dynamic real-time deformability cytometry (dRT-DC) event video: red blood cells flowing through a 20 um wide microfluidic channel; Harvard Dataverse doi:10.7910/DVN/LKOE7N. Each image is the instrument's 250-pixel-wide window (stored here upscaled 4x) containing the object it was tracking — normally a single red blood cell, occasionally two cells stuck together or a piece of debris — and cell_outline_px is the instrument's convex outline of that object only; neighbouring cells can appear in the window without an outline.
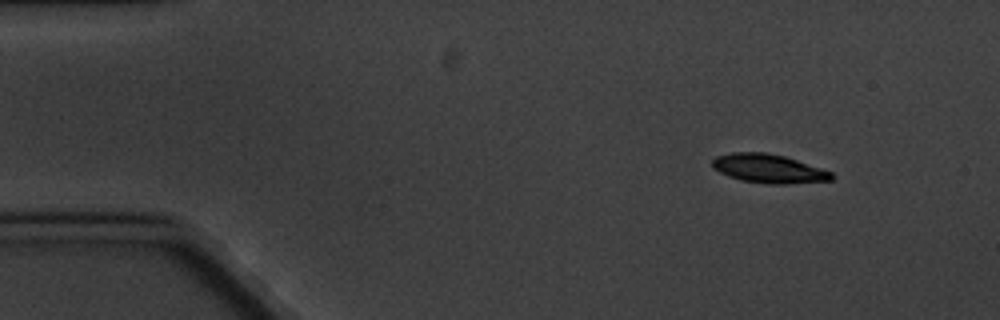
{"species": "common noctule bat (a hibernating species)", "species_latin": "Nyctalus noctula", "temperature_condition": "cold", "stored_images_in_passage": 3, "camera_frame_rate_fps": 3000, "um_per_image_px": 0.085, "animal": {"sex": "male", "body_mass_g": 20.1, "forearm_length_mm": 53.5}, "frame": {"image": 1, "passage_image": 1, "time_ms": 0.0, "image_size_px": [1000, 320], "cell_outline_px": [[832, 180], [788, 184], [772, 184], [740, 180], [728, 176], [712, 168], [712, 160], [716, 156], [732, 152], [768, 152], [784, 156], [832, 172]], "centroid_in_image_um": [65.29, 14.33], "position_along_channel_um": 19.7, "area_um2": 19.94}}